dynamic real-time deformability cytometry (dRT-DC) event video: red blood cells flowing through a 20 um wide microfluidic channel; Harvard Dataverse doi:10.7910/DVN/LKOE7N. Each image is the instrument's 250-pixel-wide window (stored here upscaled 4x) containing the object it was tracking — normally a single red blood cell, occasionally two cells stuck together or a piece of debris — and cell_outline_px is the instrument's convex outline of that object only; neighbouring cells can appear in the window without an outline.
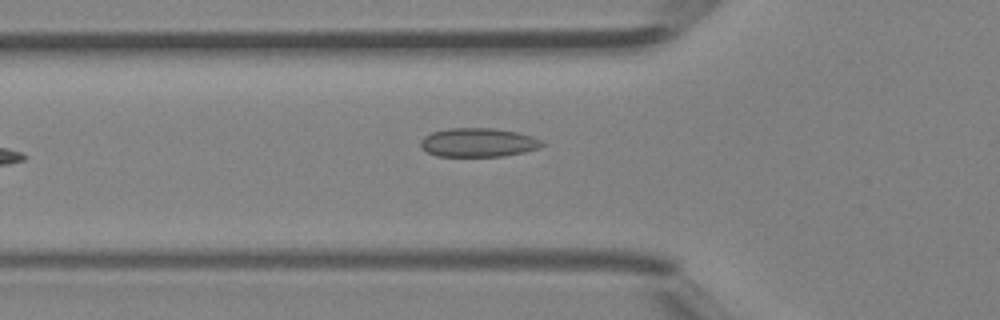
{"species": "Egyptian fruit bat (a non-hibernating species)", "species_latin": "Rousettus aegyptiacus", "temperature_condition": "room temperature", "stored_images_in_passage": 29, "camera_frame_rate_fps": 3000, "um_per_image_px": 0.085, "animal": {"sex": "female"}, "frame": {"image": 1, "passage_image": 4, "time_ms": 1.0, "image_size_px": [1000, 320], "cell_outline_px": [[544, 144], [540, 148], [524, 152], [500, 156], [436, 156], [428, 152], [420, 144], [420, 140], [424, 136], [432, 132], [448, 128], [492, 128], [516, 132], [532, 136], [540, 140]], "centroid_in_image_um": [40.64, 12.11], "position_along_channel_um": 85.2, "area_um2": 20.29}}
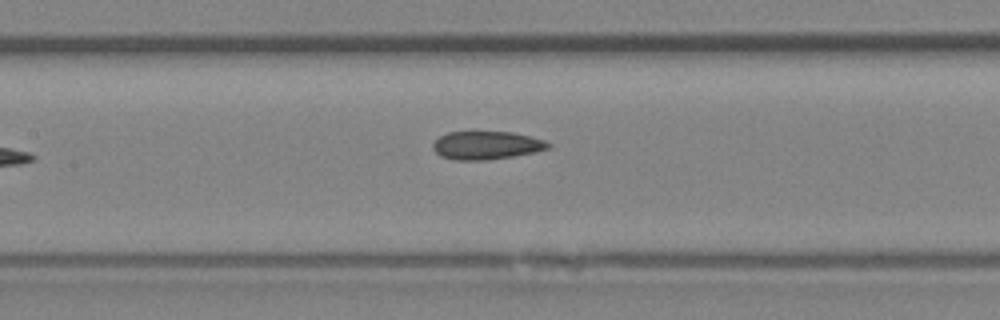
{"frame": {"image": 2, "passage_image": 9, "time_ms": 2.667, "image_size_px": [1000, 320], "cell_outline_px": [[552, 144], [548, 148], [536, 152], [512, 156], [484, 160], [456, 160], [440, 156], [432, 148], [432, 144], [440, 136], [448, 132], [512, 132], [544, 140]], "centroid_in_image_um": [41.33, 12.35], "position_along_channel_um": 166.1, "area_um2": 18.79}}
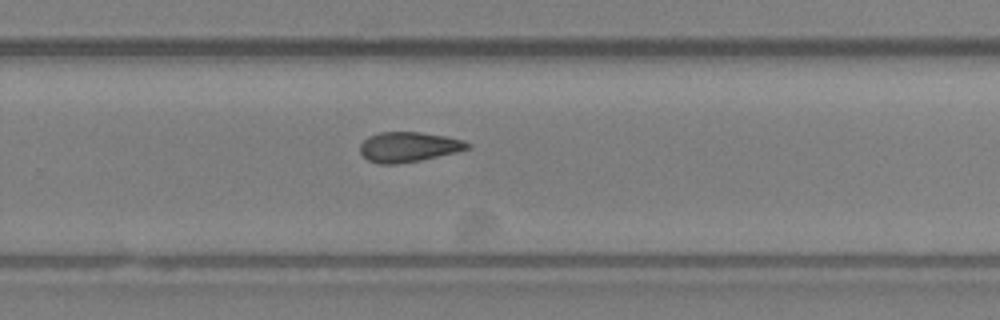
{"frame": {"image": 3, "passage_image": 17, "time_ms": 5.333, "image_size_px": [1000, 320], "cell_outline_px": [[472, 148], [456, 152], [420, 160], [396, 164], [380, 164], [368, 160], [360, 152], [360, 144], [368, 136], [380, 132], [420, 132], [448, 136], [464, 140], [472, 144]], "centroid_in_image_um": [34.76, 12.48], "position_along_channel_um": 295.0, "area_um2": 18.9}}